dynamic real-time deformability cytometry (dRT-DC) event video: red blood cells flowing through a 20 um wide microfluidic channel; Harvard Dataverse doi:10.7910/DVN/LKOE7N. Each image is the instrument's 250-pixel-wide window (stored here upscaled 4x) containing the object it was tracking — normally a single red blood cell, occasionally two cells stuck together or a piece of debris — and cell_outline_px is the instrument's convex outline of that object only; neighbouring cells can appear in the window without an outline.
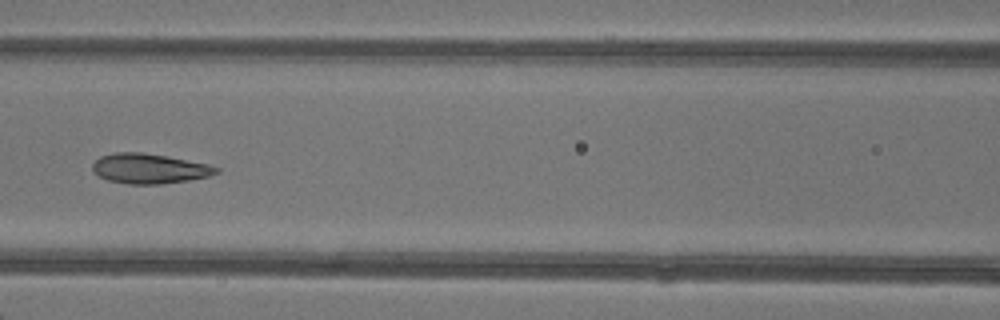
{"species": "common noctule bat (a hibernating species)", "species_latin": "Nyctalus noctula", "temperature_condition": "warm", "stored_images_in_passage": 6, "camera_frame_rate_fps": 3000, "um_per_image_px": 0.085, "animal": {"sex": "female"}, "frame": {"image": 1, "passage_image": 6, "time_ms": 5.667, "image_size_px": [1000, 320], "cell_outline_px": [[220, 172], [208, 176], [188, 180], [160, 184], [128, 184], [108, 180], [100, 176], [92, 168], [92, 164], [100, 156], [116, 152], [140, 152], [168, 156], [208, 164], [220, 168]], "centroid_in_image_um": [12.71, 14.32], "position_along_channel_um": 153.9, "area_um2": 21.5}}